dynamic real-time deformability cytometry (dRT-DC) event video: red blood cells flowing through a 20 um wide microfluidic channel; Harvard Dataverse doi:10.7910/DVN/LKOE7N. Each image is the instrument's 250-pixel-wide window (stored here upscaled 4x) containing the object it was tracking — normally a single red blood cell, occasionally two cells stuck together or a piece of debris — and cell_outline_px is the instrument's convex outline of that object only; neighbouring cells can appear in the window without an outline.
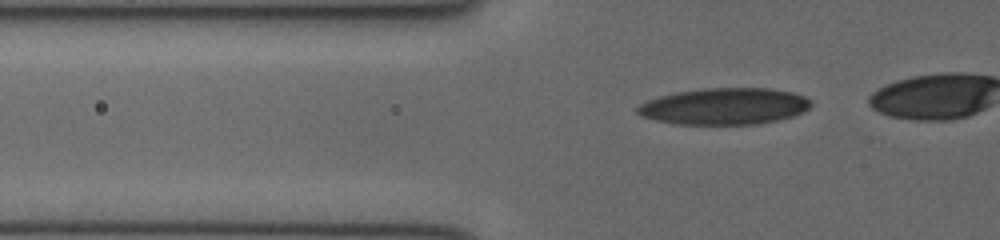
{"species": "human", "species_latin": "Homo sapiens", "temperature_condition": "cold", "stored_images_in_passage": 23, "camera_frame_rate_fps": 3000, "um_per_image_px": 0.085, "donor": {"sex": "female"}, "frame": {"image": 1, "passage_image": 16, "time_ms": 5.0, "image_size_px": [1000, 240], "cell_outline_px": [[812, 104], [804, 112], [792, 116], [760, 124], [672, 124], [640, 116], [636, 112], [636, 108], [640, 104], [648, 100], [660, 96], [676, 92], [704, 88], [768, 88], [792, 92], [804, 96], [812, 100]], "centroid_in_image_um": [61.57, 9.03], "position_along_channel_um": 64.2, "area_um2": 37.11}}
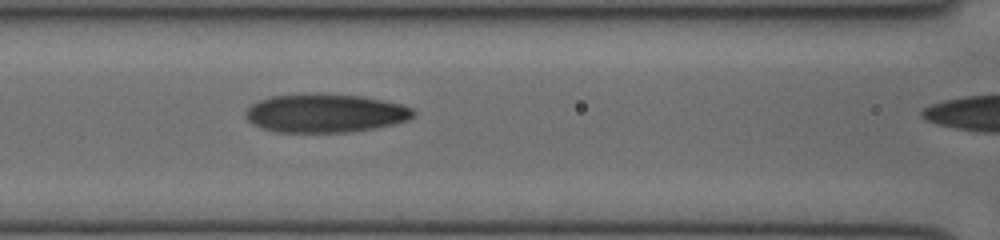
{"frame": {"image": 2, "passage_image": 22, "time_ms": 7.0, "image_size_px": [1000, 240], "cell_outline_px": [[416, 112], [408, 120], [376, 128], [352, 132], [276, 132], [252, 124], [244, 116], [244, 112], [252, 104], [260, 100], [272, 96], [320, 92], [360, 96], [384, 100], [400, 104], [412, 108]], "centroid_in_image_um": [27.64, 9.61], "position_along_channel_um": 139.0, "area_um2": 37.97}}